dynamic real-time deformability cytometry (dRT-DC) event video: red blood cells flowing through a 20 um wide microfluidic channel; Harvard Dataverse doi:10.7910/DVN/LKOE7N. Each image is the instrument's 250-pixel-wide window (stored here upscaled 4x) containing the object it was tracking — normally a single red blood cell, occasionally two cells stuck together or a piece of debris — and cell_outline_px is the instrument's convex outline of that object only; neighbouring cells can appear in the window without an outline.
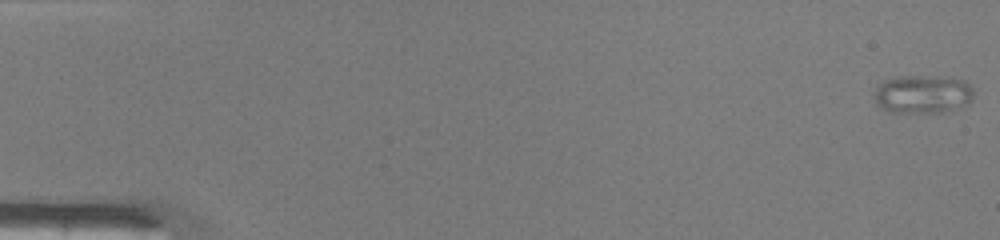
{"species": "common noctule bat (a hibernating species)", "species_latin": "Nyctalus noctula", "temperature_condition": "warm", "stored_images_in_passage": 49, "camera_frame_rate_fps": 3000, "um_per_image_px": 0.085, "animal": {"sex": "male", "body_mass_g": 19.0, "forearm_length_mm": 50.8}, "frame": {"image": 1, "passage_image": 1, "time_ms": 0.0, "image_size_px": [1000, 240], "cell_outline_px": [[972, 100], [968, 104], [952, 112], [888, 112], [880, 108], [876, 104], [872, 92], [884, 80], [892, 76], [952, 76], [964, 80], [972, 88]], "centroid_in_image_um": [78.42, 8.0], "position_along_channel_um": 6.6, "area_um2": 22.95}}
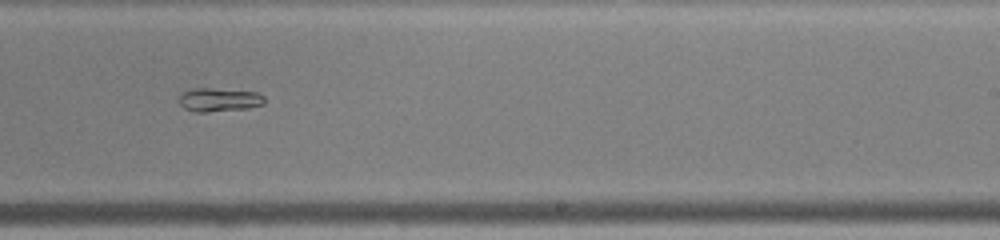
{"frame": {"image": 2, "passage_image": 31, "time_ms": 10.0, "image_size_px": [1000, 240], "cell_outline_px": [[264, 104], [248, 108], [208, 112], [192, 112], [184, 108], [180, 104], [180, 96], [184, 92], [192, 88], [212, 88], [256, 92], [264, 96]], "centroid_in_image_um": [18.62, 8.48], "position_along_channel_um": 270.4, "area_um2": 11.73}}
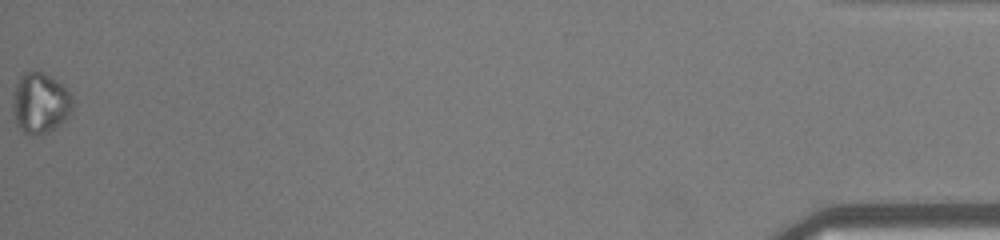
{"frame": {"image": 3, "passage_image": 49, "time_ms": 16.0, "image_size_px": [1000, 240], "cell_outline_px": [[76, 100], [72, 112], [64, 120], [48, 132], [36, 136], [28, 136], [16, 124], [12, 108], [12, 92], [20, 76], [24, 72], [40, 72], [48, 76], [68, 88]], "centroid_in_image_um": [3.43, 8.78], "position_along_channel_um": 431.8, "area_um2": 21.56}}